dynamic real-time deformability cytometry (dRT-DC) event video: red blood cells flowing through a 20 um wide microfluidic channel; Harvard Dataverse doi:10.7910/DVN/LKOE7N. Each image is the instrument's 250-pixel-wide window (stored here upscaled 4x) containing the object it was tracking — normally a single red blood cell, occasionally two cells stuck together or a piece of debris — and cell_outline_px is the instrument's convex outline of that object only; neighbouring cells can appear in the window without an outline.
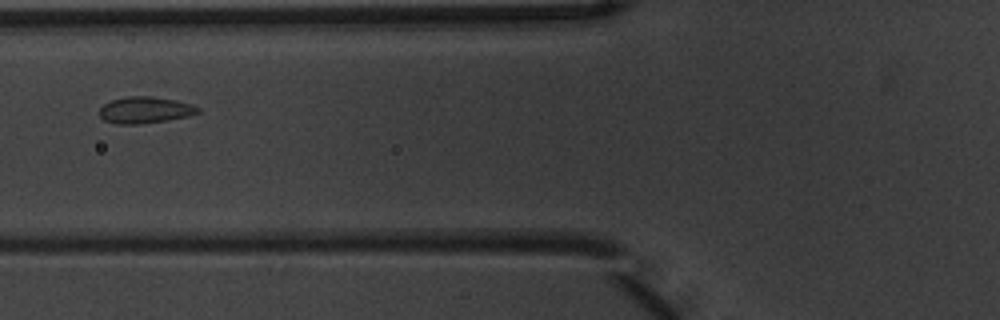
{"species": "common noctule bat (a hibernating species)", "species_latin": "Nyctalus noctula", "temperature_condition": "warm", "stored_images_in_passage": 11, "camera_frame_rate_fps": 3000, "um_per_image_px": 0.085, "animal": {"sex": "male", "body_mass_g": 20.1, "forearm_length_mm": 53.5}, "frame": {"image": 1, "passage_image": 2, "time_ms": 0.333, "image_size_px": [1000, 320], "cell_outline_px": [[200, 112], [188, 116], [168, 120], [140, 124], [116, 124], [104, 120], [100, 116], [100, 108], [104, 104], [112, 100], [128, 96], [152, 96], [176, 100], [192, 104], [200, 108]], "centroid_in_image_um": [12.35, 9.35], "position_along_channel_um": 113.5, "area_um2": 15.26}}
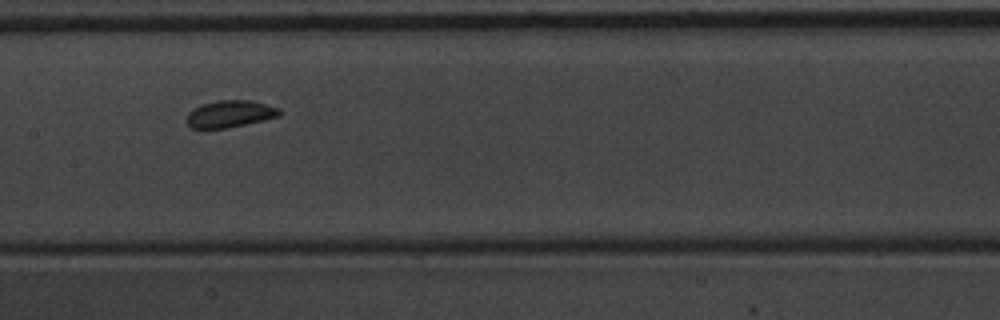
{"frame": {"image": 2, "passage_image": 4, "time_ms": 1.0, "image_size_px": [1000, 320], "cell_outline_px": [[280, 116], [264, 120], [228, 128], [192, 128], [188, 124], [188, 112], [192, 108], [216, 100], [252, 100], [280, 108]], "centroid_in_image_um": [19.57, 9.67], "position_along_channel_um": 187.8, "area_um2": 14.57}}
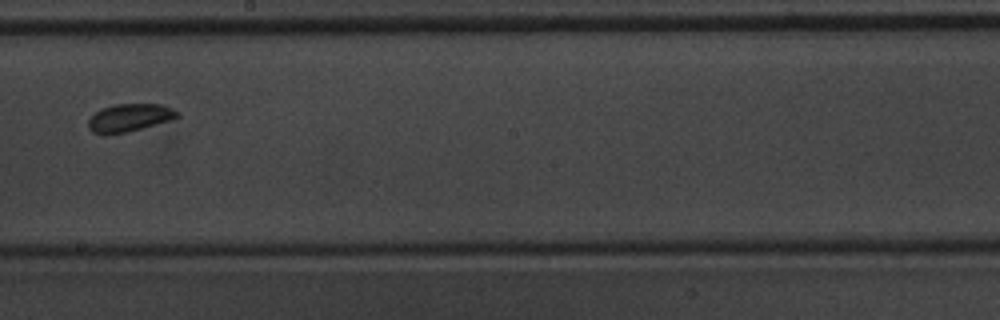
{"frame": {"image": 3, "passage_image": 5, "time_ms": 1.333, "image_size_px": [1000, 320], "cell_outline_px": [[180, 116], [176, 120], [128, 132], [92, 132], [88, 128], [88, 120], [96, 112], [104, 108], [116, 104], [160, 104], [172, 108], [180, 112]], "centroid_in_image_um": [11.13, 9.99], "position_along_channel_um": 237.1, "area_um2": 14.33}}